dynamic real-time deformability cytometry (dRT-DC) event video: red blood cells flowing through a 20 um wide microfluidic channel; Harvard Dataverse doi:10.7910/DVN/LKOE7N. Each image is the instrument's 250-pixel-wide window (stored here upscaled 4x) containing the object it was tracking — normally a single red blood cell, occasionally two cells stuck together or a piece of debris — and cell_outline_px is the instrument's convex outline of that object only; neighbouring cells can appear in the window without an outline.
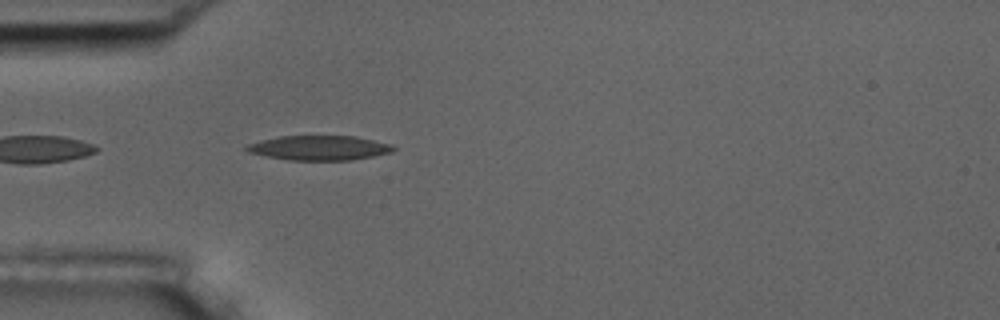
{"species": "common noctule bat (a hibernating species)", "species_latin": "Nyctalus noctula", "temperature_condition": "room temperature", "stored_images_in_passage": 4, "camera_frame_rate_fps": 3000, "um_per_image_px": 0.085, "animal": {"sex": "male", "body_mass_g": 17.5, "forearm_length_mm": 52.3}, "frame": {"image": 1, "passage_image": 4, "time_ms": 3.333, "image_size_px": [1000, 320], "cell_outline_px": [[396, 148], [392, 152], [352, 160], [288, 160], [248, 152], [244, 148], [248, 144], [280, 136], [356, 136], [392, 144]], "centroid_in_image_um": [27.18, 12.57], "position_along_channel_um": 57.8, "area_um2": 20.92}}